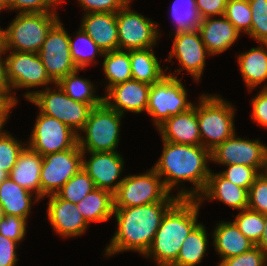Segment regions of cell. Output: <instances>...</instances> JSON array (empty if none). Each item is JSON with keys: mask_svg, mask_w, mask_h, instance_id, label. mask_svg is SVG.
<instances>
[{"mask_svg": "<svg viewBox=\"0 0 267 266\" xmlns=\"http://www.w3.org/2000/svg\"><path fill=\"white\" fill-rule=\"evenodd\" d=\"M162 142V154L152 168L164 178L163 184L170 193L179 183H192V190L181 187L177 196L196 199L205 189L211 172L207 165L211 161V151L202 145Z\"/></svg>", "mask_w": 267, "mask_h": 266, "instance_id": "obj_1", "label": "cell"}, {"mask_svg": "<svg viewBox=\"0 0 267 266\" xmlns=\"http://www.w3.org/2000/svg\"><path fill=\"white\" fill-rule=\"evenodd\" d=\"M178 199L177 195L169 194L162 202L114 208L117 229L105 249V255L110 257L132 250L144 256L153 243L163 216Z\"/></svg>", "mask_w": 267, "mask_h": 266, "instance_id": "obj_2", "label": "cell"}, {"mask_svg": "<svg viewBox=\"0 0 267 266\" xmlns=\"http://www.w3.org/2000/svg\"><path fill=\"white\" fill-rule=\"evenodd\" d=\"M201 204L197 199L179 198L165 213L153 243L144 255L153 257L157 266H170L179 254L183 241L199 224Z\"/></svg>", "mask_w": 267, "mask_h": 266, "instance_id": "obj_3", "label": "cell"}, {"mask_svg": "<svg viewBox=\"0 0 267 266\" xmlns=\"http://www.w3.org/2000/svg\"><path fill=\"white\" fill-rule=\"evenodd\" d=\"M59 19L57 12L17 13L3 29V54L9 51L38 53L48 31Z\"/></svg>", "mask_w": 267, "mask_h": 266, "instance_id": "obj_4", "label": "cell"}, {"mask_svg": "<svg viewBox=\"0 0 267 266\" xmlns=\"http://www.w3.org/2000/svg\"><path fill=\"white\" fill-rule=\"evenodd\" d=\"M198 102L201 145L211 151L235 133V108L216 94H202Z\"/></svg>", "mask_w": 267, "mask_h": 266, "instance_id": "obj_5", "label": "cell"}, {"mask_svg": "<svg viewBox=\"0 0 267 266\" xmlns=\"http://www.w3.org/2000/svg\"><path fill=\"white\" fill-rule=\"evenodd\" d=\"M55 86L54 90L46 86L43 91H27L24 97L36 105L41 113L58 119L79 134L93 107L73 100L57 83Z\"/></svg>", "mask_w": 267, "mask_h": 266, "instance_id": "obj_6", "label": "cell"}, {"mask_svg": "<svg viewBox=\"0 0 267 266\" xmlns=\"http://www.w3.org/2000/svg\"><path fill=\"white\" fill-rule=\"evenodd\" d=\"M123 115L109 108L104 102L93 107L81 133L78 145L82 152L116 151L119 143L120 124Z\"/></svg>", "mask_w": 267, "mask_h": 266, "instance_id": "obj_7", "label": "cell"}, {"mask_svg": "<svg viewBox=\"0 0 267 266\" xmlns=\"http://www.w3.org/2000/svg\"><path fill=\"white\" fill-rule=\"evenodd\" d=\"M187 90L178 75L167 73L160 81L150 86L146 108L156 128L172 115L187 111L194 104L187 100Z\"/></svg>", "mask_w": 267, "mask_h": 266, "instance_id": "obj_8", "label": "cell"}, {"mask_svg": "<svg viewBox=\"0 0 267 266\" xmlns=\"http://www.w3.org/2000/svg\"><path fill=\"white\" fill-rule=\"evenodd\" d=\"M170 192L153 168L123 178L113 194L114 208H127L162 202Z\"/></svg>", "mask_w": 267, "mask_h": 266, "instance_id": "obj_9", "label": "cell"}, {"mask_svg": "<svg viewBox=\"0 0 267 266\" xmlns=\"http://www.w3.org/2000/svg\"><path fill=\"white\" fill-rule=\"evenodd\" d=\"M129 1L116 12L118 50H137L154 47L159 40L157 23L131 10Z\"/></svg>", "mask_w": 267, "mask_h": 266, "instance_id": "obj_10", "label": "cell"}, {"mask_svg": "<svg viewBox=\"0 0 267 266\" xmlns=\"http://www.w3.org/2000/svg\"><path fill=\"white\" fill-rule=\"evenodd\" d=\"M27 143L44 156L73 148L78 143V134L58 119L39 112Z\"/></svg>", "mask_w": 267, "mask_h": 266, "instance_id": "obj_11", "label": "cell"}, {"mask_svg": "<svg viewBox=\"0 0 267 266\" xmlns=\"http://www.w3.org/2000/svg\"><path fill=\"white\" fill-rule=\"evenodd\" d=\"M6 57V58H5ZM3 58L6 81L10 91L18 88H36L56 84L48 75L38 53L10 51Z\"/></svg>", "mask_w": 267, "mask_h": 266, "instance_id": "obj_12", "label": "cell"}, {"mask_svg": "<svg viewBox=\"0 0 267 266\" xmlns=\"http://www.w3.org/2000/svg\"><path fill=\"white\" fill-rule=\"evenodd\" d=\"M82 157L78 143L71 149L43 156L41 199L56 194L82 168Z\"/></svg>", "mask_w": 267, "mask_h": 266, "instance_id": "obj_13", "label": "cell"}, {"mask_svg": "<svg viewBox=\"0 0 267 266\" xmlns=\"http://www.w3.org/2000/svg\"><path fill=\"white\" fill-rule=\"evenodd\" d=\"M212 161L224 166L241 164L255 167L264 173L267 167V146L259 139H243L234 133L211 150Z\"/></svg>", "mask_w": 267, "mask_h": 266, "instance_id": "obj_14", "label": "cell"}, {"mask_svg": "<svg viewBox=\"0 0 267 266\" xmlns=\"http://www.w3.org/2000/svg\"><path fill=\"white\" fill-rule=\"evenodd\" d=\"M38 55L55 83L77 69L71 57L69 34L60 19L48 31Z\"/></svg>", "mask_w": 267, "mask_h": 266, "instance_id": "obj_15", "label": "cell"}, {"mask_svg": "<svg viewBox=\"0 0 267 266\" xmlns=\"http://www.w3.org/2000/svg\"><path fill=\"white\" fill-rule=\"evenodd\" d=\"M171 35H174V41L167 61L175 56L179 66L182 67L175 69V74L185 70L199 82L205 68L206 57L211 54L207 51L198 30L178 31Z\"/></svg>", "mask_w": 267, "mask_h": 266, "instance_id": "obj_16", "label": "cell"}, {"mask_svg": "<svg viewBox=\"0 0 267 266\" xmlns=\"http://www.w3.org/2000/svg\"><path fill=\"white\" fill-rule=\"evenodd\" d=\"M86 153L91 157L85 159ZM82 168L94 181L96 188L110 191L114 194L122 179L118 180L123 171L124 160L117 151L82 152Z\"/></svg>", "mask_w": 267, "mask_h": 266, "instance_id": "obj_17", "label": "cell"}, {"mask_svg": "<svg viewBox=\"0 0 267 266\" xmlns=\"http://www.w3.org/2000/svg\"><path fill=\"white\" fill-rule=\"evenodd\" d=\"M150 84L137 80H129L110 87L103 102L121 115L125 112H146Z\"/></svg>", "mask_w": 267, "mask_h": 266, "instance_id": "obj_18", "label": "cell"}, {"mask_svg": "<svg viewBox=\"0 0 267 266\" xmlns=\"http://www.w3.org/2000/svg\"><path fill=\"white\" fill-rule=\"evenodd\" d=\"M50 198L47 207V217L52 228L64 238L81 236L88 228V223L81 215L76 204L61 199L57 194Z\"/></svg>", "mask_w": 267, "mask_h": 266, "instance_id": "obj_19", "label": "cell"}, {"mask_svg": "<svg viewBox=\"0 0 267 266\" xmlns=\"http://www.w3.org/2000/svg\"><path fill=\"white\" fill-rule=\"evenodd\" d=\"M164 141L185 145H201L197 104L187 111L172 115L157 127Z\"/></svg>", "mask_w": 267, "mask_h": 266, "instance_id": "obj_20", "label": "cell"}, {"mask_svg": "<svg viewBox=\"0 0 267 266\" xmlns=\"http://www.w3.org/2000/svg\"><path fill=\"white\" fill-rule=\"evenodd\" d=\"M197 30L211 56L227 51L240 36V32L224 15L219 19H201Z\"/></svg>", "mask_w": 267, "mask_h": 266, "instance_id": "obj_21", "label": "cell"}, {"mask_svg": "<svg viewBox=\"0 0 267 266\" xmlns=\"http://www.w3.org/2000/svg\"><path fill=\"white\" fill-rule=\"evenodd\" d=\"M80 27L103 52L118 50L116 13L97 12L83 14Z\"/></svg>", "mask_w": 267, "mask_h": 266, "instance_id": "obj_22", "label": "cell"}, {"mask_svg": "<svg viewBox=\"0 0 267 266\" xmlns=\"http://www.w3.org/2000/svg\"><path fill=\"white\" fill-rule=\"evenodd\" d=\"M196 199L200 204L204 200H218L240 211L248 207V191L227 180L220 173L212 171L205 189Z\"/></svg>", "mask_w": 267, "mask_h": 266, "instance_id": "obj_23", "label": "cell"}, {"mask_svg": "<svg viewBox=\"0 0 267 266\" xmlns=\"http://www.w3.org/2000/svg\"><path fill=\"white\" fill-rule=\"evenodd\" d=\"M20 152L17 162L9 173V177L22 188L35 193V202L41 201L40 173L43 156L26 146Z\"/></svg>", "mask_w": 267, "mask_h": 266, "instance_id": "obj_24", "label": "cell"}, {"mask_svg": "<svg viewBox=\"0 0 267 266\" xmlns=\"http://www.w3.org/2000/svg\"><path fill=\"white\" fill-rule=\"evenodd\" d=\"M213 246L221 261L249 251L255 244L246 238L234 221H222L213 230Z\"/></svg>", "mask_w": 267, "mask_h": 266, "instance_id": "obj_25", "label": "cell"}, {"mask_svg": "<svg viewBox=\"0 0 267 266\" xmlns=\"http://www.w3.org/2000/svg\"><path fill=\"white\" fill-rule=\"evenodd\" d=\"M267 43H261L247 52L237 56L241 76L248 87L253 90L267 80Z\"/></svg>", "mask_w": 267, "mask_h": 266, "instance_id": "obj_26", "label": "cell"}, {"mask_svg": "<svg viewBox=\"0 0 267 266\" xmlns=\"http://www.w3.org/2000/svg\"><path fill=\"white\" fill-rule=\"evenodd\" d=\"M34 193L15 183L9 176L0 184V205L5 215L27 219Z\"/></svg>", "mask_w": 267, "mask_h": 266, "instance_id": "obj_27", "label": "cell"}, {"mask_svg": "<svg viewBox=\"0 0 267 266\" xmlns=\"http://www.w3.org/2000/svg\"><path fill=\"white\" fill-rule=\"evenodd\" d=\"M86 222H106L114 212V199L110 191L96 188L76 204Z\"/></svg>", "mask_w": 267, "mask_h": 266, "instance_id": "obj_28", "label": "cell"}, {"mask_svg": "<svg viewBox=\"0 0 267 266\" xmlns=\"http://www.w3.org/2000/svg\"><path fill=\"white\" fill-rule=\"evenodd\" d=\"M152 49L129 50L133 80L152 85L167 75Z\"/></svg>", "mask_w": 267, "mask_h": 266, "instance_id": "obj_29", "label": "cell"}, {"mask_svg": "<svg viewBox=\"0 0 267 266\" xmlns=\"http://www.w3.org/2000/svg\"><path fill=\"white\" fill-rule=\"evenodd\" d=\"M206 227L199 223L186 237L177 259L170 266H196L202 262L208 246Z\"/></svg>", "mask_w": 267, "mask_h": 266, "instance_id": "obj_30", "label": "cell"}, {"mask_svg": "<svg viewBox=\"0 0 267 266\" xmlns=\"http://www.w3.org/2000/svg\"><path fill=\"white\" fill-rule=\"evenodd\" d=\"M80 69H76L67 76H64L57 84L73 100L90 104L97 107L103 103V97L95 95L93 83L85 78L78 77Z\"/></svg>", "mask_w": 267, "mask_h": 266, "instance_id": "obj_31", "label": "cell"}, {"mask_svg": "<svg viewBox=\"0 0 267 266\" xmlns=\"http://www.w3.org/2000/svg\"><path fill=\"white\" fill-rule=\"evenodd\" d=\"M103 57V70L108 80L106 90L116 84L132 80L129 50L104 52Z\"/></svg>", "mask_w": 267, "mask_h": 266, "instance_id": "obj_32", "label": "cell"}, {"mask_svg": "<svg viewBox=\"0 0 267 266\" xmlns=\"http://www.w3.org/2000/svg\"><path fill=\"white\" fill-rule=\"evenodd\" d=\"M75 40L69 35V47L72 60L77 69H83L88 65H91L96 56H103V51L97 46V44L91 39V37L80 27L76 32ZM79 41V44L76 43ZM81 46H83L81 48Z\"/></svg>", "mask_w": 267, "mask_h": 266, "instance_id": "obj_33", "label": "cell"}, {"mask_svg": "<svg viewBox=\"0 0 267 266\" xmlns=\"http://www.w3.org/2000/svg\"><path fill=\"white\" fill-rule=\"evenodd\" d=\"M170 10L174 33L197 29L201 18L197 12L196 0H174Z\"/></svg>", "mask_w": 267, "mask_h": 266, "instance_id": "obj_34", "label": "cell"}, {"mask_svg": "<svg viewBox=\"0 0 267 266\" xmlns=\"http://www.w3.org/2000/svg\"><path fill=\"white\" fill-rule=\"evenodd\" d=\"M94 189H96L94 181L81 168L56 194L65 201L77 204Z\"/></svg>", "mask_w": 267, "mask_h": 266, "instance_id": "obj_35", "label": "cell"}, {"mask_svg": "<svg viewBox=\"0 0 267 266\" xmlns=\"http://www.w3.org/2000/svg\"><path fill=\"white\" fill-rule=\"evenodd\" d=\"M234 222L246 238L255 245L258 244L263 235L265 225L263 214L246 208L235 216Z\"/></svg>", "mask_w": 267, "mask_h": 266, "instance_id": "obj_36", "label": "cell"}, {"mask_svg": "<svg viewBox=\"0 0 267 266\" xmlns=\"http://www.w3.org/2000/svg\"><path fill=\"white\" fill-rule=\"evenodd\" d=\"M224 16L240 33L250 32L252 14L248 0H227Z\"/></svg>", "mask_w": 267, "mask_h": 266, "instance_id": "obj_37", "label": "cell"}, {"mask_svg": "<svg viewBox=\"0 0 267 266\" xmlns=\"http://www.w3.org/2000/svg\"><path fill=\"white\" fill-rule=\"evenodd\" d=\"M20 140L12 137L7 131L0 132V168L8 174L17 162L20 152L25 147Z\"/></svg>", "mask_w": 267, "mask_h": 266, "instance_id": "obj_38", "label": "cell"}, {"mask_svg": "<svg viewBox=\"0 0 267 266\" xmlns=\"http://www.w3.org/2000/svg\"><path fill=\"white\" fill-rule=\"evenodd\" d=\"M219 173L227 180L237 186L245 188L247 191L254 183L255 179L261 174L255 167L241 164L227 165V169Z\"/></svg>", "mask_w": 267, "mask_h": 266, "instance_id": "obj_39", "label": "cell"}, {"mask_svg": "<svg viewBox=\"0 0 267 266\" xmlns=\"http://www.w3.org/2000/svg\"><path fill=\"white\" fill-rule=\"evenodd\" d=\"M263 215L267 214V173H261L248 190V207Z\"/></svg>", "mask_w": 267, "mask_h": 266, "instance_id": "obj_40", "label": "cell"}, {"mask_svg": "<svg viewBox=\"0 0 267 266\" xmlns=\"http://www.w3.org/2000/svg\"><path fill=\"white\" fill-rule=\"evenodd\" d=\"M218 266H267V256L255 245L245 253L223 259Z\"/></svg>", "mask_w": 267, "mask_h": 266, "instance_id": "obj_41", "label": "cell"}, {"mask_svg": "<svg viewBox=\"0 0 267 266\" xmlns=\"http://www.w3.org/2000/svg\"><path fill=\"white\" fill-rule=\"evenodd\" d=\"M27 219L5 215L0 221V234L16 242H20L24 239L26 234Z\"/></svg>", "mask_w": 267, "mask_h": 266, "instance_id": "obj_42", "label": "cell"}, {"mask_svg": "<svg viewBox=\"0 0 267 266\" xmlns=\"http://www.w3.org/2000/svg\"><path fill=\"white\" fill-rule=\"evenodd\" d=\"M132 0H78L85 13H116Z\"/></svg>", "mask_w": 267, "mask_h": 266, "instance_id": "obj_43", "label": "cell"}, {"mask_svg": "<svg viewBox=\"0 0 267 266\" xmlns=\"http://www.w3.org/2000/svg\"><path fill=\"white\" fill-rule=\"evenodd\" d=\"M9 10H18V13H46L57 12L46 0H10Z\"/></svg>", "mask_w": 267, "mask_h": 266, "instance_id": "obj_44", "label": "cell"}, {"mask_svg": "<svg viewBox=\"0 0 267 266\" xmlns=\"http://www.w3.org/2000/svg\"><path fill=\"white\" fill-rule=\"evenodd\" d=\"M251 102V119L260 126L267 128V85L263 86Z\"/></svg>", "mask_w": 267, "mask_h": 266, "instance_id": "obj_45", "label": "cell"}, {"mask_svg": "<svg viewBox=\"0 0 267 266\" xmlns=\"http://www.w3.org/2000/svg\"><path fill=\"white\" fill-rule=\"evenodd\" d=\"M227 0H196L197 12L201 19L223 16Z\"/></svg>", "mask_w": 267, "mask_h": 266, "instance_id": "obj_46", "label": "cell"}, {"mask_svg": "<svg viewBox=\"0 0 267 266\" xmlns=\"http://www.w3.org/2000/svg\"><path fill=\"white\" fill-rule=\"evenodd\" d=\"M19 243L0 234V266H16Z\"/></svg>", "mask_w": 267, "mask_h": 266, "instance_id": "obj_47", "label": "cell"}, {"mask_svg": "<svg viewBox=\"0 0 267 266\" xmlns=\"http://www.w3.org/2000/svg\"><path fill=\"white\" fill-rule=\"evenodd\" d=\"M251 30L248 33L257 42L267 43V14L251 17Z\"/></svg>", "mask_w": 267, "mask_h": 266, "instance_id": "obj_48", "label": "cell"}, {"mask_svg": "<svg viewBox=\"0 0 267 266\" xmlns=\"http://www.w3.org/2000/svg\"><path fill=\"white\" fill-rule=\"evenodd\" d=\"M17 103L15 95H0V120H8L12 108Z\"/></svg>", "mask_w": 267, "mask_h": 266, "instance_id": "obj_49", "label": "cell"}, {"mask_svg": "<svg viewBox=\"0 0 267 266\" xmlns=\"http://www.w3.org/2000/svg\"><path fill=\"white\" fill-rule=\"evenodd\" d=\"M252 16L267 14V0H248Z\"/></svg>", "mask_w": 267, "mask_h": 266, "instance_id": "obj_50", "label": "cell"}, {"mask_svg": "<svg viewBox=\"0 0 267 266\" xmlns=\"http://www.w3.org/2000/svg\"><path fill=\"white\" fill-rule=\"evenodd\" d=\"M0 95H11L9 85L6 81L5 63L3 57L0 58Z\"/></svg>", "mask_w": 267, "mask_h": 266, "instance_id": "obj_51", "label": "cell"}, {"mask_svg": "<svg viewBox=\"0 0 267 266\" xmlns=\"http://www.w3.org/2000/svg\"><path fill=\"white\" fill-rule=\"evenodd\" d=\"M264 230L263 235L258 242L257 246L264 252V254L267 256V214L264 215Z\"/></svg>", "mask_w": 267, "mask_h": 266, "instance_id": "obj_52", "label": "cell"}, {"mask_svg": "<svg viewBox=\"0 0 267 266\" xmlns=\"http://www.w3.org/2000/svg\"><path fill=\"white\" fill-rule=\"evenodd\" d=\"M65 0H46V2L55 10L58 4L60 5Z\"/></svg>", "mask_w": 267, "mask_h": 266, "instance_id": "obj_53", "label": "cell"}, {"mask_svg": "<svg viewBox=\"0 0 267 266\" xmlns=\"http://www.w3.org/2000/svg\"><path fill=\"white\" fill-rule=\"evenodd\" d=\"M3 55V29L0 27V58Z\"/></svg>", "mask_w": 267, "mask_h": 266, "instance_id": "obj_54", "label": "cell"}, {"mask_svg": "<svg viewBox=\"0 0 267 266\" xmlns=\"http://www.w3.org/2000/svg\"><path fill=\"white\" fill-rule=\"evenodd\" d=\"M9 176V174L0 168V184Z\"/></svg>", "mask_w": 267, "mask_h": 266, "instance_id": "obj_55", "label": "cell"}, {"mask_svg": "<svg viewBox=\"0 0 267 266\" xmlns=\"http://www.w3.org/2000/svg\"><path fill=\"white\" fill-rule=\"evenodd\" d=\"M10 4V0H0V7L4 9H8Z\"/></svg>", "mask_w": 267, "mask_h": 266, "instance_id": "obj_56", "label": "cell"}, {"mask_svg": "<svg viewBox=\"0 0 267 266\" xmlns=\"http://www.w3.org/2000/svg\"><path fill=\"white\" fill-rule=\"evenodd\" d=\"M5 217V213L4 210L2 208V206L0 205V221Z\"/></svg>", "mask_w": 267, "mask_h": 266, "instance_id": "obj_57", "label": "cell"}, {"mask_svg": "<svg viewBox=\"0 0 267 266\" xmlns=\"http://www.w3.org/2000/svg\"><path fill=\"white\" fill-rule=\"evenodd\" d=\"M5 122H7V120H0V132L3 129Z\"/></svg>", "mask_w": 267, "mask_h": 266, "instance_id": "obj_58", "label": "cell"}]
</instances>
